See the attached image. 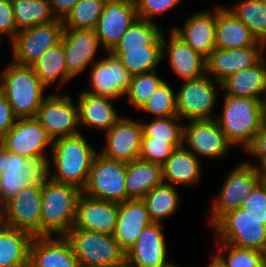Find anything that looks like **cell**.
Wrapping results in <instances>:
<instances>
[{"instance_id":"4316f807","label":"cell","mask_w":266,"mask_h":267,"mask_svg":"<svg viewBox=\"0 0 266 267\" xmlns=\"http://www.w3.org/2000/svg\"><path fill=\"white\" fill-rule=\"evenodd\" d=\"M263 45L227 7L217 6L216 48L236 49Z\"/></svg>"},{"instance_id":"ffe728a7","label":"cell","mask_w":266,"mask_h":267,"mask_svg":"<svg viewBox=\"0 0 266 267\" xmlns=\"http://www.w3.org/2000/svg\"><path fill=\"white\" fill-rule=\"evenodd\" d=\"M217 7L191 14L184 25L172 31L192 49L207 58L216 49Z\"/></svg>"},{"instance_id":"9f6ffc18","label":"cell","mask_w":266,"mask_h":267,"mask_svg":"<svg viewBox=\"0 0 266 267\" xmlns=\"http://www.w3.org/2000/svg\"><path fill=\"white\" fill-rule=\"evenodd\" d=\"M211 261L208 267H223L221 266L213 257H211Z\"/></svg>"},{"instance_id":"8d00e7d4","label":"cell","mask_w":266,"mask_h":267,"mask_svg":"<svg viewBox=\"0 0 266 267\" xmlns=\"http://www.w3.org/2000/svg\"><path fill=\"white\" fill-rule=\"evenodd\" d=\"M216 244L219 248L213 258L223 267H266L265 252L222 242H216Z\"/></svg>"},{"instance_id":"d4e9b609","label":"cell","mask_w":266,"mask_h":267,"mask_svg":"<svg viewBox=\"0 0 266 267\" xmlns=\"http://www.w3.org/2000/svg\"><path fill=\"white\" fill-rule=\"evenodd\" d=\"M152 222L143 199H128L119 203L118 220L113 236L120 247L127 252L143 229Z\"/></svg>"},{"instance_id":"30bf717a","label":"cell","mask_w":266,"mask_h":267,"mask_svg":"<svg viewBox=\"0 0 266 267\" xmlns=\"http://www.w3.org/2000/svg\"><path fill=\"white\" fill-rule=\"evenodd\" d=\"M0 143L11 153L35 159L44 168L50 166L46 147L52 149L53 139L35 117L17 119Z\"/></svg>"},{"instance_id":"f35d334b","label":"cell","mask_w":266,"mask_h":267,"mask_svg":"<svg viewBox=\"0 0 266 267\" xmlns=\"http://www.w3.org/2000/svg\"><path fill=\"white\" fill-rule=\"evenodd\" d=\"M107 0H80L63 20L64 29H95Z\"/></svg>"},{"instance_id":"e575fe53","label":"cell","mask_w":266,"mask_h":267,"mask_svg":"<svg viewBox=\"0 0 266 267\" xmlns=\"http://www.w3.org/2000/svg\"><path fill=\"white\" fill-rule=\"evenodd\" d=\"M11 2L18 31L57 20L49 0H13Z\"/></svg>"},{"instance_id":"9c48e42d","label":"cell","mask_w":266,"mask_h":267,"mask_svg":"<svg viewBox=\"0 0 266 267\" xmlns=\"http://www.w3.org/2000/svg\"><path fill=\"white\" fill-rule=\"evenodd\" d=\"M208 74L198 79L186 80L176 92L178 117L191 120H212L213 109L217 104L221 83Z\"/></svg>"},{"instance_id":"d6986e66","label":"cell","mask_w":266,"mask_h":267,"mask_svg":"<svg viewBox=\"0 0 266 267\" xmlns=\"http://www.w3.org/2000/svg\"><path fill=\"white\" fill-rule=\"evenodd\" d=\"M67 73L74 78L95 61L100 46L94 29H64L61 37Z\"/></svg>"},{"instance_id":"7dc6e473","label":"cell","mask_w":266,"mask_h":267,"mask_svg":"<svg viewBox=\"0 0 266 267\" xmlns=\"http://www.w3.org/2000/svg\"><path fill=\"white\" fill-rule=\"evenodd\" d=\"M139 18L155 22L152 18L168 12L181 0H134Z\"/></svg>"},{"instance_id":"52a82bcc","label":"cell","mask_w":266,"mask_h":267,"mask_svg":"<svg viewBox=\"0 0 266 267\" xmlns=\"http://www.w3.org/2000/svg\"><path fill=\"white\" fill-rule=\"evenodd\" d=\"M126 172L127 163L108 159L98 152L82 193L95 199L123 203L129 199L125 187Z\"/></svg>"},{"instance_id":"ba28073f","label":"cell","mask_w":266,"mask_h":267,"mask_svg":"<svg viewBox=\"0 0 266 267\" xmlns=\"http://www.w3.org/2000/svg\"><path fill=\"white\" fill-rule=\"evenodd\" d=\"M260 181L259 169L253 162L243 161L233 168L212 203L211 215L208 216L211 227L226 213L241 208L246 196Z\"/></svg>"},{"instance_id":"f6af8a7d","label":"cell","mask_w":266,"mask_h":267,"mask_svg":"<svg viewBox=\"0 0 266 267\" xmlns=\"http://www.w3.org/2000/svg\"><path fill=\"white\" fill-rule=\"evenodd\" d=\"M0 181L6 200H9L18 192L30 184H33L37 179L28 172L22 171H8L5 170L0 175Z\"/></svg>"},{"instance_id":"d6a6232c","label":"cell","mask_w":266,"mask_h":267,"mask_svg":"<svg viewBox=\"0 0 266 267\" xmlns=\"http://www.w3.org/2000/svg\"><path fill=\"white\" fill-rule=\"evenodd\" d=\"M32 68L47 88L59 80L60 84H58L57 92L63 84L73 79L67 73L66 57L62 42L41 55L32 65Z\"/></svg>"},{"instance_id":"5b68a950","label":"cell","mask_w":266,"mask_h":267,"mask_svg":"<svg viewBox=\"0 0 266 267\" xmlns=\"http://www.w3.org/2000/svg\"><path fill=\"white\" fill-rule=\"evenodd\" d=\"M65 237L80 267H115L126 262V252L111 234L71 229Z\"/></svg>"},{"instance_id":"f1b7e54d","label":"cell","mask_w":266,"mask_h":267,"mask_svg":"<svg viewBox=\"0 0 266 267\" xmlns=\"http://www.w3.org/2000/svg\"><path fill=\"white\" fill-rule=\"evenodd\" d=\"M202 163L186 148H177L162 165L163 183L188 186L200 182Z\"/></svg>"},{"instance_id":"bcb514c9","label":"cell","mask_w":266,"mask_h":267,"mask_svg":"<svg viewBox=\"0 0 266 267\" xmlns=\"http://www.w3.org/2000/svg\"><path fill=\"white\" fill-rule=\"evenodd\" d=\"M247 214L263 221L266 225V183L260 181L246 196L242 207Z\"/></svg>"},{"instance_id":"816d5d0a","label":"cell","mask_w":266,"mask_h":267,"mask_svg":"<svg viewBox=\"0 0 266 267\" xmlns=\"http://www.w3.org/2000/svg\"><path fill=\"white\" fill-rule=\"evenodd\" d=\"M79 1L80 0H49V3L51 4V9L56 19L63 21Z\"/></svg>"},{"instance_id":"4fadbf2b","label":"cell","mask_w":266,"mask_h":267,"mask_svg":"<svg viewBox=\"0 0 266 267\" xmlns=\"http://www.w3.org/2000/svg\"><path fill=\"white\" fill-rule=\"evenodd\" d=\"M42 210V178L22 188L17 195L7 200L3 224L40 236Z\"/></svg>"},{"instance_id":"3957f363","label":"cell","mask_w":266,"mask_h":267,"mask_svg":"<svg viewBox=\"0 0 266 267\" xmlns=\"http://www.w3.org/2000/svg\"><path fill=\"white\" fill-rule=\"evenodd\" d=\"M46 86L35 74L32 66L12 61L1 71L0 92L10 104L17 119L36 117Z\"/></svg>"},{"instance_id":"c3c4849f","label":"cell","mask_w":266,"mask_h":267,"mask_svg":"<svg viewBox=\"0 0 266 267\" xmlns=\"http://www.w3.org/2000/svg\"><path fill=\"white\" fill-rule=\"evenodd\" d=\"M19 31L15 23L13 5L10 0H0V36H9V43L14 39ZM2 38L0 37V46Z\"/></svg>"},{"instance_id":"484cf974","label":"cell","mask_w":266,"mask_h":267,"mask_svg":"<svg viewBox=\"0 0 266 267\" xmlns=\"http://www.w3.org/2000/svg\"><path fill=\"white\" fill-rule=\"evenodd\" d=\"M79 125L107 132L122 116L112 104V98L81 91L78 96Z\"/></svg>"},{"instance_id":"4dcf8cb0","label":"cell","mask_w":266,"mask_h":267,"mask_svg":"<svg viewBox=\"0 0 266 267\" xmlns=\"http://www.w3.org/2000/svg\"><path fill=\"white\" fill-rule=\"evenodd\" d=\"M162 183V165L141 159L127 163L125 187L129 199H142L148 191Z\"/></svg>"},{"instance_id":"681fc988","label":"cell","mask_w":266,"mask_h":267,"mask_svg":"<svg viewBox=\"0 0 266 267\" xmlns=\"http://www.w3.org/2000/svg\"><path fill=\"white\" fill-rule=\"evenodd\" d=\"M16 120L10 104L0 92V139L14 126Z\"/></svg>"},{"instance_id":"7c38bea8","label":"cell","mask_w":266,"mask_h":267,"mask_svg":"<svg viewBox=\"0 0 266 267\" xmlns=\"http://www.w3.org/2000/svg\"><path fill=\"white\" fill-rule=\"evenodd\" d=\"M35 118L53 140L81 133L78 104L66 93L46 95Z\"/></svg>"},{"instance_id":"1f68e13d","label":"cell","mask_w":266,"mask_h":267,"mask_svg":"<svg viewBox=\"0 0 266 267\" xmlns=\"http://www.w3.org/2000/svg\"><path fill=\"white\" fill-rule=\"evenodd\" d=\"M158 24L138 17L110 51L162 48L163 31Z\"/></svg>"},{"instance_id":"9a60e30c","label":"cell","mask_w":266,"mask_h":267,"mask_svg":"<svg viewBox=\"0 0 266 267\" xmlns=\"http://www.w3.org/2000/svg\"><path fill=\"white\" fill-rule=\"evenodd\" d=\"M104 133L106 142L99 152L104 157L124 163L139 159L143 135L142 122L122 116Z\"/></svg>"},{"instance_id":"836d02e7","label":"cell","mask_w":266,"mask_h":267,"mask_svg":"<svg viewBox=\"0 0 266 267\" xmlns=\"http://www.w3.org/2000/svg\"><path fill=\"white\" fill-rule=\"evenodd\" d=\"M177 187L162 183L148 191L142 198L153 222H162L176 213L180 207V195Z\"/></svg>"},{"instance_id":"ac0fdd59","label":"cell","mask_w":266,"mask_h":267,"mask_svg":"<svg viewBox=\"0 0 266 267\" xmlns=\"http://www.w3.org/2000/svg\"><path fill=\"white\" fill-rule=\"evenodd\" d=\"M161 222L147 225L126 252V262L133 267H167V247Z\"/></svg>"},{"instance_id":"91938a15","label":"cell","mask_w":266,"mask_h":267,"mask_svg":"<svg viewBox=\"0 0 266 267\" xmlns=\"http://www.w3.org/2000/svg\"><path fill=\"white\" fill-rule=\"evenodd\" d=\"M167 267H181V266H178L177 264L171 263Z\"/></svg>"},{"instance_id":"f5cc1de1","label":"cell","mask_w":266,"mask_h":267,"mask_svg":"<svg viewBox=\"0 0 266 267\" xmlns=\"http://www.w3.org/2000/svg\"><path fill=\"white\" fill-rule=\"evenodd\" d=\"M7 208V200L4 196L1 181H0V223L3 222Z\"/></svg>"},{"instance_id":"b9f144b4","label":"cell","mask_w":266,"mask_h":267,"mask_svg":"<svg viewBox=\"0 0 266 267\" xmlns=\"http://www.w3.org/2000/svg\"><path fill=\"white\" fill-rule=\"evenodd\" d=\"M146 111L153 118L178 116L176 109V93L164 80L163 83L149 97L139 111Z\"/></svg>"},{"instance_id":"11a10c76","label":"cell","mask_w":266,"mask_h":267,"mask_svg":"<svg viewBox=\"0 0 266 267\" xmlns=\"http://www.w3.org/2000/svg\"><path fill=\"white\" fill-rule=\"evenodd\" d=\"M265 97L262 98L261 100V105H262V122L266 124V93L264 95Z\"/></svg>"},{"instance_id":"7bdbcfd3","label":"cell","mask_w":266,"mask_h":267,"mask_svg":"<svg viewBox=\"0 0 266 267\" xmlns=\"http://www.w3.org/2000/svg\"><path fill=\"white\" fill-rule=\"evenodd\" d=\"M5 170L28 172L37 180L45 174V168L37 160L11 153L0 143V175Z\"/></svg>"},{"instance_id":"7402d4cb","label":"cell","mask_w":266,"mask_h":267,"mask_svg":"<svg viewBox=\"0 0 266 267\" xmlns=\"http://www.w3.org/2000/svg\"><path fill=\"white\" fill-rule=\"evenodd\" d=\"M119 203L81 194L72 229H84L113 235L118 220Z\"/></svg>"},{"instance_id":"ab89813d","label":"cell","mask_w":266,"mask_h":267,"mask_svg":"<svg viewBox=\"0 0 266 267\" xmlns=\"http://www.w3.org/2000/svg\"><path fill=\"white\" fill-rule=\"evenodd\" d=\"M163 81L158 77L156 70L131 76L129 87L124 95L127 97L128 104L139 110Z\"/></svg>"},{"instance_id":"60d3db41","label":"cell","mask_w":266,"mask_h":267,"mask_svg":"<svg viewBox=\"0 0 266 267\" xmlns=\"http://www.w3.org/2000/svg\"><path fill=\"white\" fill-rule=\"evenodd\" d=\"M178 116L153 118L148 124L142 123V138H154L166 142H182L183 123Z\"/></svg>"},{"instance_id":"8992f818","label":"cell","mask_w":266,"mask_h":267,"mask_svg":"<svg viewBox=\"0 0 266 267\" xmlns=\"http://www.w3.org/2000/svg\"><path fill=\"white\" fill-rule=\"evenodd\" d=\"M212 228L218 234L215 242L266 253V225L262 220L247 214L243 208L226 213Z\"/></svg>"},{"instance_id":"74e56055","label":"cell","mask_w":266,"mask_h":267,"mask_svg":"<svg viewBox=\"0 0 266 267\" xmlns=\"http://www.w3.org/2000/svg\"><path fill=\"white\" fill-rule=\"evenodd\" d=\"M109 52L120 59L131 76L154 71L162 61V48H136Z\"/></svg>"},{"instance_id":"5bb4252c","label":"cell","mask_w":266,"mask_h":267,"mask_svg":"<svg viewBox=\"0 0 266 267\" xmlns=\"http://www.w3.org/2000/svg\"><path fill=\"white\" fill-rule=\"evenodd\" d=\"M182 146L195 156L222 158L232 144L215 119L191 120L183 125ZM186 146V147H185Z\"/></svg>"},{"instance_id":"44dd1931","label":"cell","mask_w":266,"mask_h":267,"mask_svg":"<svg viewBox=\"0 0 266 267\" xmlns=\"http://www.w3.org/2000/svg\"><path fill=\"white\" fill-rule=\"evenodd\" d=\"M29 267H80L65 236H34L29 247Z\"/></svg>"},{"instance_id":"ee69618b","label":"cell","mask_w":266,"mask_h":267,"mask_svg":"<svg viewBox=\"0 0 266 267\" xmlns=\"http://www.w3.org/2000/svg\"><path fill=\"white\" fill-rule=\"evenodd\" d=\"M182 142H166L154 138H142L139 159L163 165Z\"/></svg>"},{"instance_id":"cb8c5ba5","label":"cell","mask_w":266,"mask_h":267,"mask_svg":"<svg viewBox=\"0 0 266 267\" xmlns=\"http://www.w3.org/2000/svg\"><path fill=\"white\" fill-rule=\"evenodd\" d=\"M263 46L236 49L216 48L206 58V74L214 75L215 81L222 82L229 75L252 67L262 59Z\"/></svg>"},{"instance_id":"f907efd6","label":"cell","mask_w":266,"mask_h":267,"mask_svg":"<svg viewBox=\"0 0 266 267\" xmlns=\"http://www.w3.org/2000/svg\"><path fill=\"white\" fill-rule=\"evenodd\" d=\"M250 156L258 159L260 165L266 160V124L255 135L253 143L245 150Z\"/></svg>"},{"instance_id":"8fae6325","label":"cell","mask_w":266,"mask_h":267,"mask_svg":"<svg viewBox=\"0 0 266 267\" xmlns=\"http://www.w3.org/2000/svg\"><path fill=\"white\" fill-rule=\"evenodd\" d=\"M63 21L55 20L20 30L10 42L12 61L32 66L47 50L61 42Z\"/></svg>"},{"instance_id":"277c9868","label":"cell","mask_w":266,"mask_h":267,"mask_svg":"<svg viewBox=\"0 0 266 267\" xmlns=\"http://www.w3.org/2000/svg\"><path fill=\"white\" fill-rule=\"evenodd\" d=\"M223 100L222 115L215 120L232 145L246 150L263 125L261 101L235 96H224Z\"/></svg>"},{"instance_id":"f546056e","label":"cell","mask_w":266,"mask_h":267,"mask_svg":"<svg viewBox=\"0 0 266 267\" xmlns=\"http://www.w3.org/2000/svg\"><path fill=\"white\" fill-rule=\"evenodd\" d=\"M33 236L0 223V267H29V247Z\"/></svg>"},{"instance_id":"680465c9","label":"cell","mask_w":266,"mask_h":267,"mask_svg":"<svg viewBox=\"0 0 266 267\" xmlns=\"http://www.w3.org/2000/svg\"><path fill=\"white\" fill-rule=\"evenodd\" d=\"M265 49H266V43H264V45H263V52L266 51ZM264 56L265 55L262 54V58L264 59V62L266 63V58Z\"/></svg>"},{"instance_id":"7a4b0ae2","label":"cell","mask_w":266,"mask_h":267,"mask_svg":"<svg viewBox=\"0 0 266 267\" xmlns=\"http://www.w3.org/2000/svg\"><path fill=\"white\" fill-rule=\"evenodd\" d=\"M82 194L78 187L42 176L40 236H66L74 227L77 204Z\"/></svg>"},{"instance_id":"603a6c76","label":"cell","mask_w":266,"mask_h":267,"mask_svg":"<svg viewBox=\"0 0 266 267\" xmlns=\"http://www.w3.org/2000/svg\"><path fill=\"white\" fill-rule=\"evenodd\" d=\"M167 40L163 33L162 59H169L170 67L179 78L186 80L198 79L206 75V58L192 49L172 30Z\"/></svg>"},{"instance_id":"2e32d148","label":"cell","mask_w":266,"mask_h":267,"mask_svg":"<svg viewBox=\"0 0 266 267\" xmlns=\"http://www.w3.org/2000/svg\"><path fill=\"white\" fill-rule=\"evenodd\" d=\"M137 18L134 0H107L94 29L103 50L109 52Z\"/></svg>"},{"instance_id":"db71d44e","label":"cell","mask_w":266,"mask_h":267,"mask_svg":"<svg viewBox=\"0 0 266 267\" xmlns=\"http://www.w3.org/2000/svg\"><path fill=\"white\" fill-rule=\"evenodd\" d=\"M260 172L261 181L266 183V160L259 166H257Z\"/></svg>"},{"instance_id":"83f0119b","label":"cell","mask_w":266,"mask_h":267,"mask_svg":"<svg viewBox=\"0 0 266 267\" xmlns=\"http://www.w3.org/2000/svg\"><path fill=\"white\" fill-rule=\"evenodd\" d=\"M266 63L262 58L250 68L229 75L221 82L225 96L262 100L266 93ZM264 94V95H263Z\"/></svg>"},{"instance_id":"6da1fadb","label":"cell","mask_w":266,"mask_h":267,"mask_svg":"<svg viewBox=\"0 0 266 267\" xmlns=\"http://www.w3.org/2000/svg\"><path fill=\"white\" fill-rule=\"evenodd\" d=\"M53 169L49 165L45 174L52 180L71 184L83 190L87 184L90 169L99 152L89 144L82 133L53 140L50 151ZM55 169V170H54ZM54 170V172H50Z\"/></svg>"},{"instance_id":"e0dca14e","label":"cell","mask_w":266,"mask_h":267,"mask_svg":"<svg viewBox=\"0 0 266 267\" xmlns=\"http://www.w3.org/2000/svg\"><path fill=\"white\" fill-rule=\"evenodd\" d=\"M107 54V57L96 60L90 70L92 89L83 91L118 100L125 95L131 75L117 56L110 52Z\"/></svg>"},{"instance_id":"d590c367","label":"cell","mask_w":266,"mask_h":267,"mask_svg":"<svg viewBox=\"0 0 266 267\" xmlns=\"http://www.w3.org/2000/svg\"><path fill=\"white\" fill-rule=\"evenodd\" d=\"M227 8L242 21L259 42L266 43V0H241Z\"/></svg>"},{"instance_id":"6f0895ef","label":"cell","mask_w":266,"mask_h":267,"mask_svg":"<svg viewBox=\"0 0 266 267\" xmlns=\"http://www.w3.org/2000/svg\"><path fill=\"white\" fill-rule=\"evenodd\" d=\"M115 267H133V266H131L127 262H125V263H123V264H121L119 266H115Z\"/></svg>"}]
</instances>
